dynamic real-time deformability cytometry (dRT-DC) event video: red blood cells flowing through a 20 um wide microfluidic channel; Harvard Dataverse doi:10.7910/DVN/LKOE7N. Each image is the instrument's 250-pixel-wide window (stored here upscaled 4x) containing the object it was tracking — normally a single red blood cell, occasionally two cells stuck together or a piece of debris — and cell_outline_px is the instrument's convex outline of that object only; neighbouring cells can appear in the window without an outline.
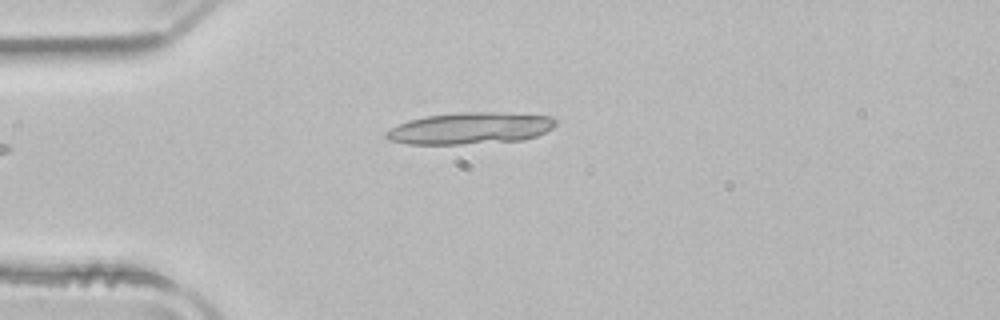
{"species": "common noctule bat (a hibernating species)", "species_latin": "Nyctalus noctula", "temperature_condition": "room temperature", "stored_images_in_passage": 33, "camera_frame_rate_fps": 3000, "um_per_image_px": 0.085, "animal": {"sex": "male", "body_mass_g": 21.5, "forearm_length_mm": 52.0}, "frame": {"image": 1, "passage_image": 1, "time_ms": 0.0, "image_size_px": [1000, 320], "cell_outline_px": [[556, 124], [552, 128], [536, 136], [524, 140], [460, 144], [408, 144], [388, 140], [384, 136], [384, 132], [408, 120], [424, 116], [456, 112], [492, 112], [556, 116]], "centroid_in_image_um": [39.96, 10.9], "position_along_channel_um": 45.0, "area_um2": 31.44}}